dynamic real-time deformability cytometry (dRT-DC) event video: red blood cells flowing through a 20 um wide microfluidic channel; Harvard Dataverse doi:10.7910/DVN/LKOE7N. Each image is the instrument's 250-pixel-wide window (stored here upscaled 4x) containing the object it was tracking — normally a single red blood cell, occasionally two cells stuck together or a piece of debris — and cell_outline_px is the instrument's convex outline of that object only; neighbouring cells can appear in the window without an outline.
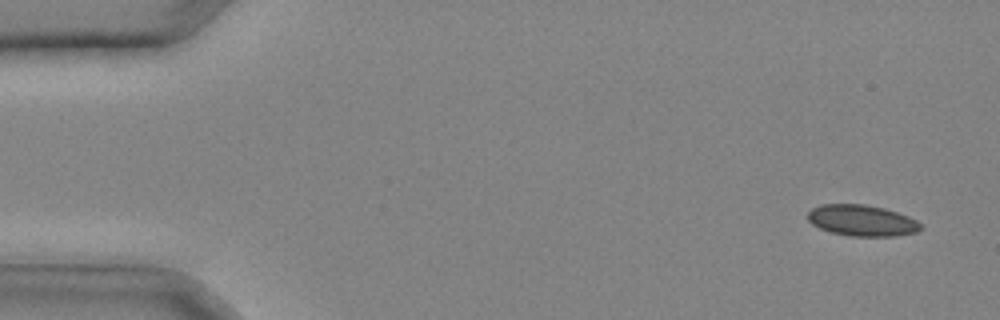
{"species": "common noctule bat (a hibernating species)", "species_latin": "Nyctalus noctula", "temperature_condition": "cold", "stored_images_in_passage": 32, "camera_frame_rate_fps": 3000, "um_per_image_px": 0.085, "animal": {"sex": "male", "body_mass_g": 20.4}, "frame": {"image": 1, "passage_image": 2, "time_ms": 0.333, "image_size_px": [1000, 320], "cell_outline_px": [[920, 228], [916, 232], [896, 236], [848, 236], [832, 232], [820, 228], [812, 224], [808, 220], [808, 212], [812, 208], [820, 204], [864, 204], [884, 208], [908, 216], [916, 220], [920, 224]], "centroid_in_image_um": [73.23, 18.74], "position_along_channel_um": 11.8, "area_um2": 20.4}}
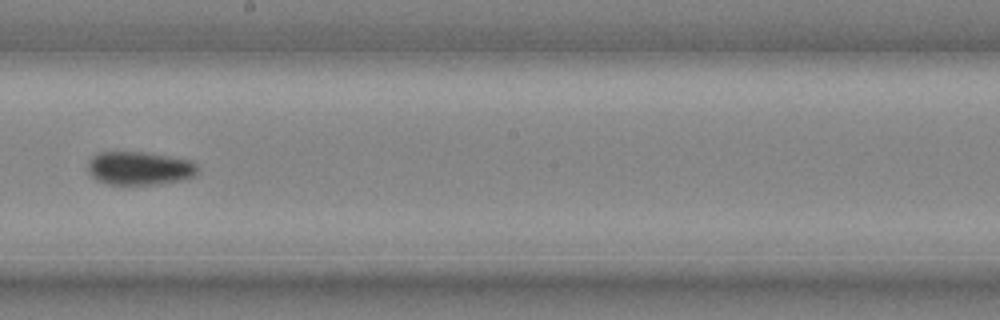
{"frame": {"image": 2, "passage_image": 19, "time_ms": 6.0, "image_size_px": [1000, 320], "cell_outline_px": [[200, 168], [196, 176], [188, 180], [152, 184], [108, 184], [96, 180], [88, 172], [88, 160], [96, 152], [148, 152], [192, 160]], "centroid_in_image_um": [11.9, 14.29], "position_along_channel_um": 236.3, "area_um2": 21.85}}
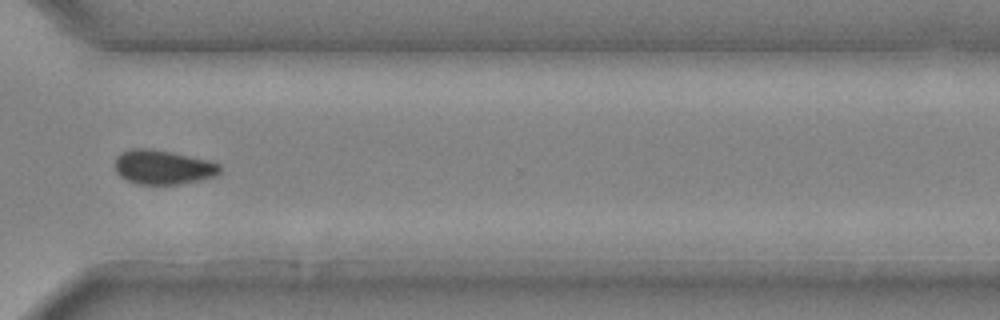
{"frame": {"image": 3, "passage_image": 25, "time_ms": 8.0, "image_size_px": [1000, 320], "cell_outline_px": [[220, 172], [216, 176], [200, 180], [180, 184], [140, 184], [128, 180], [120, 176], [116, 172], [116, 156], [120, 152], [128, 148], [152, 148], [172, 152], [208, 160], [220, 164]], "centroid_in_image_um": [13.85, 14.19], "position_along_channel_um": 356.8, "area_um2": 21.1}}